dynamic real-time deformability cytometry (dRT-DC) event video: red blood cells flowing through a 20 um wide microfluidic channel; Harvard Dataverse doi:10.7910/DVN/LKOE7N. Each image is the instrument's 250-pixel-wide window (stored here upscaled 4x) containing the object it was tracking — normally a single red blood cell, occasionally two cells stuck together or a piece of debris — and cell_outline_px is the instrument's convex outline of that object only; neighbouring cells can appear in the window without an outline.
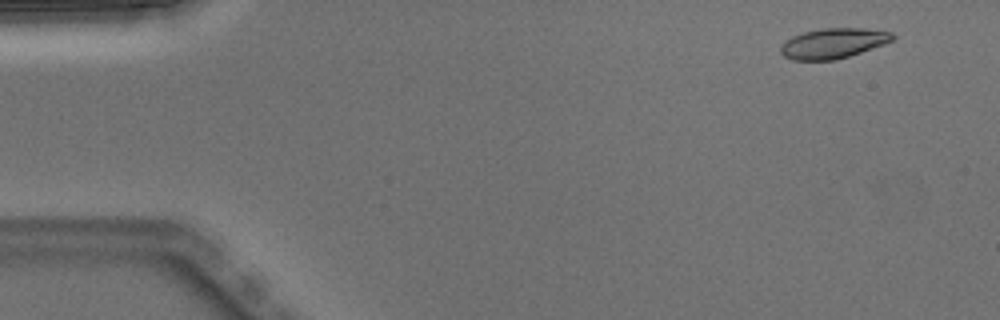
{"species": "Egyptian fruit bat (a non-hibernating species)", "species_latin": "Rousettus aegyptiacus", "temperature_condition": "warm", "stored_images_in_passage": 5, "camera_frame_rate_fps": 3000, "um_per_image_px": 0.085, "animal": {"sex": "male"}, "frame": {"image": 1, "passage_image": 1, "time_ms": 0.0, "image_size_px": [1000, 320], "cell_outline_px": [[896, 40], [836, 60], [792, 60], [784, 56], [780, 52], [780, 48], [792, 36], [804, 32], [820, 28], [860, 28], [892, 32], [896, 36]], "centroid_in_image_um": [70.85, 3.68], "position_along_channel_um": 14.1, "area_um2": 19.59}}
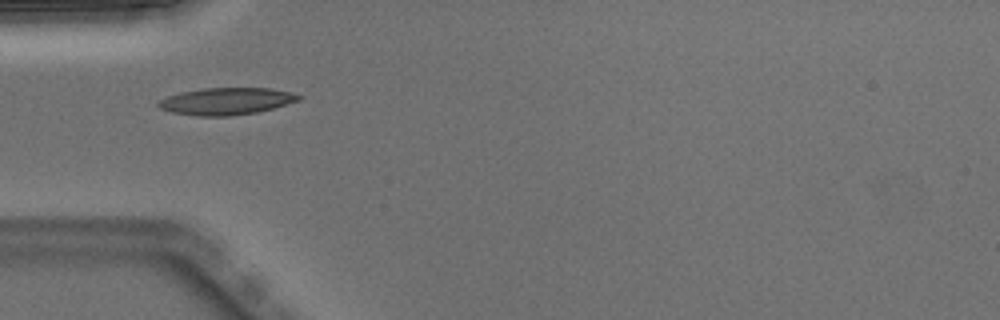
{"frame": {"image": 2, "passage_image": 3, "time_ms": 0.667, "image_size_px": [1000, 320], "cell_outline_px": [[304, 96], [300, 100], [272, 108], [256, 112], [228, 116], [200, 116], [172, 112], [160, 108], [156, 104], [160, 100], [168, 96], [180, 92], [204, 88], [272, 88], [292, 92]], "centroid_in_image_um": [19.26, 8.59], "position_along_channel_um": 65.7, "area_um2": 22.02}}
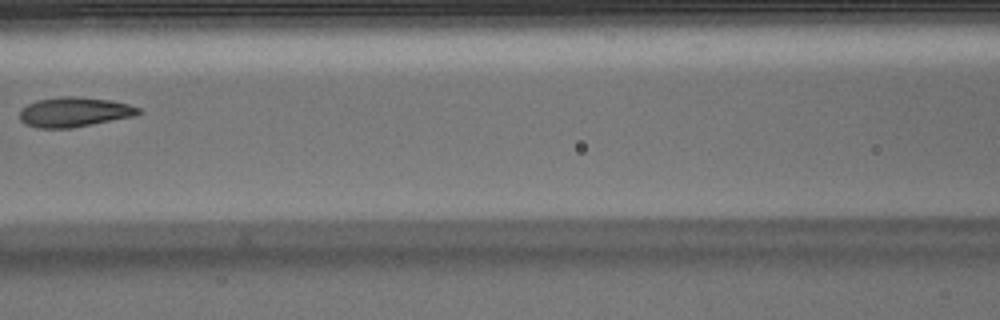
{"frame": {"image": 3, "passage_image": 5, "time_ms": 1.333, "image_size_px": [1000, 320], "cell_outline_px": [[140, 112], [132, 116], [72, 128], [36, 128], [24, 124], [20, 120], [20, 112], [28, 104], [36, 100], [60, 96], [72, 96], [112, 100], [128, 104], [140, 108]], "centroid_in_image_um": [6.27, 9.52], "position_along_channel_um": 160.3, "area_um2": 20.46}}